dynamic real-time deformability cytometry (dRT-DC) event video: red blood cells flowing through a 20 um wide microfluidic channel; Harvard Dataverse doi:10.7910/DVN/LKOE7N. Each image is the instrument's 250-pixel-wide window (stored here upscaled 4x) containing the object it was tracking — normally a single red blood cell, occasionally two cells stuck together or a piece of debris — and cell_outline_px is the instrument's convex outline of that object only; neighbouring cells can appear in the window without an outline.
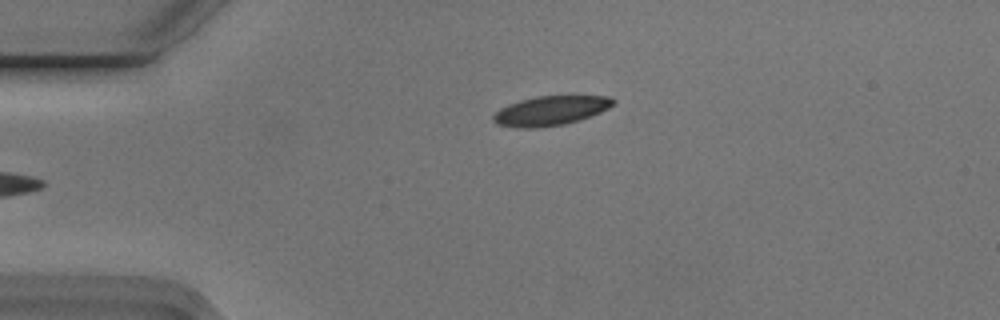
{"species": "Egyptian fruit bat (a non-hibernating species)", "species_latin": "Rousettus aegyptiacus", "temperature_condition": "cold", "stored_images_in_passage": 2, "camera_frame_rate_fps": 3000, "um_per_image_px": 0.085, "animal": {"sex": "male"}, "frame": {"image": 1, "passage_image": 1, "time_ms": 0.0, "image_size_px": [1000, 320], "cell_outline_px": [[616, 104], [600, 112], [580, 120], [564, 124], [540, 128], [516, 128], [496, 124], [492, 120], [492, 116], [500, 108], [508, 104], [520, 100], [536, 96], [612, 96], [616, 100]], "centroid_in_image_um": [46.8, 9.41], "position_along_channel_um": 38.2, "area_um2": 20.81}}